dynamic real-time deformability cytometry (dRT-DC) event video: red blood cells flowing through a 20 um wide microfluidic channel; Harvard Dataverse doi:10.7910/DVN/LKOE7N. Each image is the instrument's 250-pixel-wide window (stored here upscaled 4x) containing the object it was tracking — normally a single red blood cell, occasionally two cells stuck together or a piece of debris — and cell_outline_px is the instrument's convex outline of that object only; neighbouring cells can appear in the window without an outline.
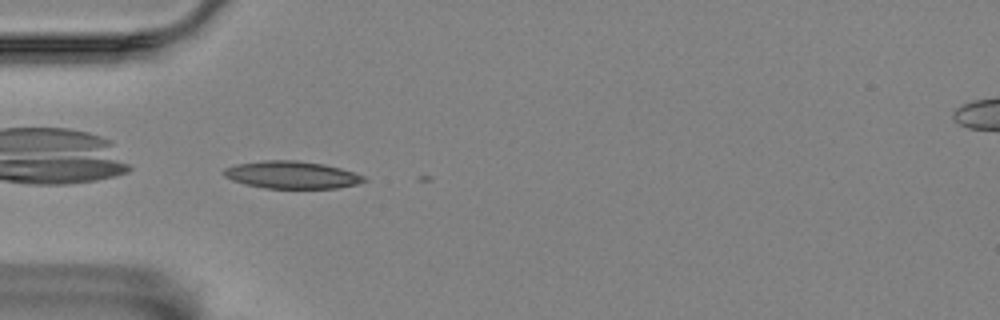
{"species": "Egyptian fruit bat (a non-hibernating species)", "species_latin": "Rousettus aegyptiacus", "temperature_condition": "room temperature", "stored_images_in_passage": 4, "camera_frame_rate_fps": 3000, "um_per_image_px": 0.085, "animal": {"sex": "female"}, "frame": {"image": 1, "passage_image": 4, "time_ms": 3.667, "image_size_px": [1000, 320], "cell_outline_px": [[368, 180], [356, 184], [336, 188], [264, 188], [244, 184], [232, 180], [224, 176], [220, 172], [224, 168], [236, 164], [264, 160], [296, 160], [324, 164], [340, 168], [364, 176]], "centroid_in_image_um": [24.75, 14.86], "position_along_channel_um": 60.3, "area_um2": 22.43}}